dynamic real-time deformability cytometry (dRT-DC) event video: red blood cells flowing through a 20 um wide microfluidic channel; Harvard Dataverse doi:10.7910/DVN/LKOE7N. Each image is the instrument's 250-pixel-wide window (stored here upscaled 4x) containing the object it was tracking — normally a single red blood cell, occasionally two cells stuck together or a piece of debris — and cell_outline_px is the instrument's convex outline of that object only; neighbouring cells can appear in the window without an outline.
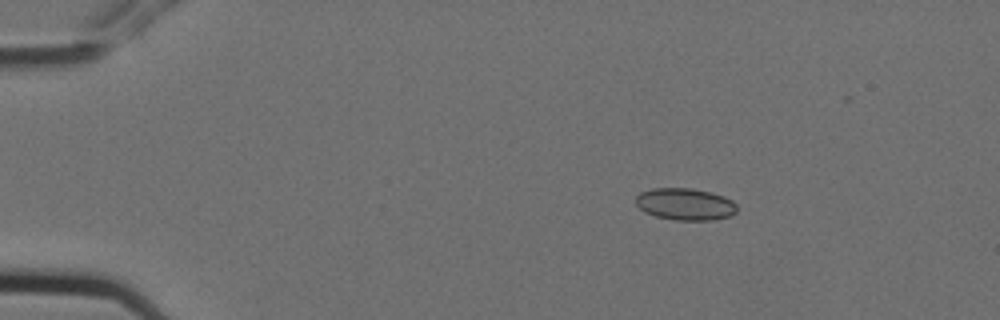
{"species": "Egyptian fruit bat (a non-hibernating species)", "species_latin": "Rousettus aegyptiacus", "temperature_condition": "cold", "stored_images_in_passage": 3, "camera_frame_rate_fps": 3000, "um_per_image_px": 0.085, "animal": {"sex": "female"}, "frame": {"image": 1, "passage_image": 1, "time_ms": 0.0, "image_size_px": [1000, 320], "cell_outline_px": [[736, 212], [732, 216], [712, 220], [676, 220], [656, 216], [644, 212], [636, 204], [636, 196], [640, 192], [652, 188], [692, 188], [724, 196], [732, 200], [736, 204]], "centroid_in_image_um": [58.24, 17.35], "position_along_channel_um": 26.8, "area_um2": 18.9}}